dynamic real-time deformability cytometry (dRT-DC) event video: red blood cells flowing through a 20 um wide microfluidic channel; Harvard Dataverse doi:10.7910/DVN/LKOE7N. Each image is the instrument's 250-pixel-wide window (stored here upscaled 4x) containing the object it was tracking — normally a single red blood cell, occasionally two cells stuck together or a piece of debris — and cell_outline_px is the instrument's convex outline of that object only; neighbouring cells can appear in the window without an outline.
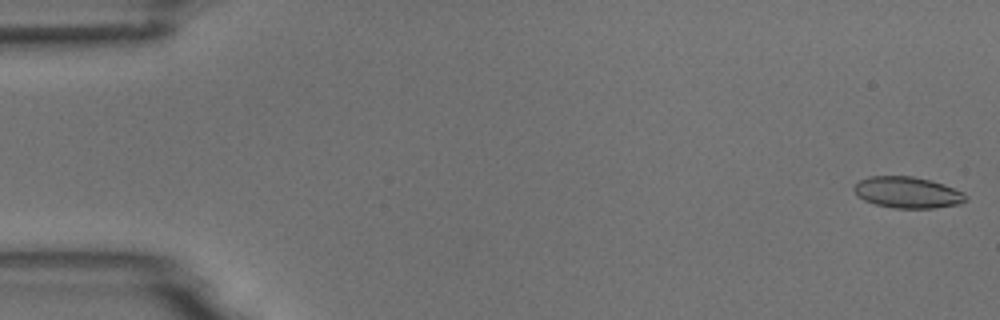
{"species": "common noctule bat (a hibernating species)", "species_latin": "Nyctalus noctula", "temperature_condition": "room temperature", "stored_images_in_passage": 6, "camera_frame_rate_fps": 3000, "um_per_image_px": 0.085, "animal": {"sex": "male", "body_mass_g": 18.8}, "frame": {"image": 1, "passage_image": 1, "time_ms": 0.0, "image_size_px": [1000, 320], "cell_outline_px": [[968, 200], [960, 204], [932, 208], [892, 208], [876, 204], [864, 200], [856, 196], [852, 188], [860, 180], [868, 176], [912, 176], [944, 184], [964, 192], [968, 196]], "centroid_in_image_um": [77.14, 16.36], "position_along_channel_um": 7.9, "area_um2": 20.52}}
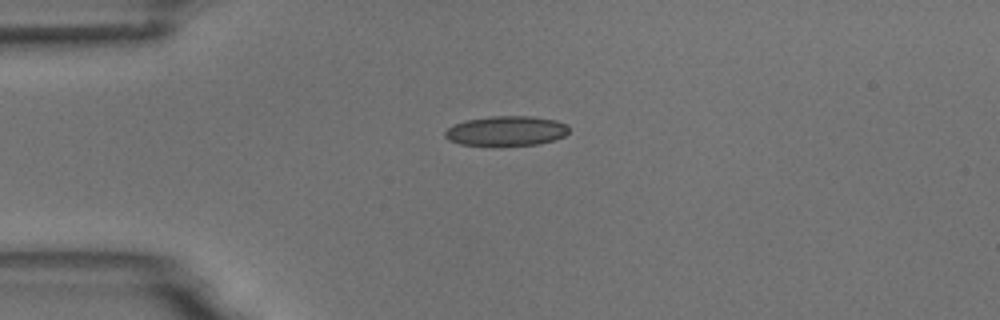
{"frame": {"image": 2, "passage_image": 6, "time_ms": 6.667, "image_size_px": [1000, 320], "cell_outline_px": [[568, 132], [564, 136], [552, 140], [536, 144], [460, 144], [448, 140], [444, 136], [444, 132], [448, 128], [456, 124], [468, 120], [492, 116], [532, 116], [556, 120], [568, 124]], "centroid_in_image_um": [43.05, 11.1], "position_along_channel_um": 41.9, "area_um2": 20.98}}